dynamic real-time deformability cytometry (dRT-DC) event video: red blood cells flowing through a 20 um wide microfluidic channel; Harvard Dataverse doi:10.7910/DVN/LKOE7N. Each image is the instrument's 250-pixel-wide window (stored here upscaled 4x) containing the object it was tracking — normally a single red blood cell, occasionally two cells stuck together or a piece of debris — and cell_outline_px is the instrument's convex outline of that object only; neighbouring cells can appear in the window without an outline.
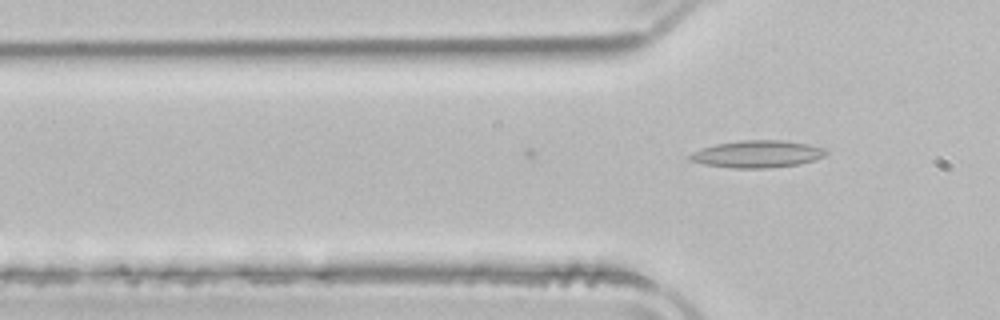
{"species": "common noctule bat (a hibernating species)", "species_latin": "Nyctalus noctula", "temperature_condition": "room temperature", "stored_images_in_passage": 16, "camera_frame_rate_fps": 3000, "um_per_image_px": 0.085, "animal": {"sex": "male", "body_mass_g": 21.5, "forearm_length_mm": 52.0}, "frame": {"image": 1, "passage_image": 16, "time_ms": 5.0, "image_size_px": [1000, 320], "cell_outline_px": [[828, 152], [824, 156], [800, 164], [768, 168], [732, 168], [704, 164], [688, 160], [688, 156], [692, 152], [700, 148], [716, 144], [740, 140], [780, 140], [808, 144], [824, 148]], "centroid_in_image_um": [64.33, 13.09], "position_along_channel_um": 61.5, "area_um2": 21.56}}